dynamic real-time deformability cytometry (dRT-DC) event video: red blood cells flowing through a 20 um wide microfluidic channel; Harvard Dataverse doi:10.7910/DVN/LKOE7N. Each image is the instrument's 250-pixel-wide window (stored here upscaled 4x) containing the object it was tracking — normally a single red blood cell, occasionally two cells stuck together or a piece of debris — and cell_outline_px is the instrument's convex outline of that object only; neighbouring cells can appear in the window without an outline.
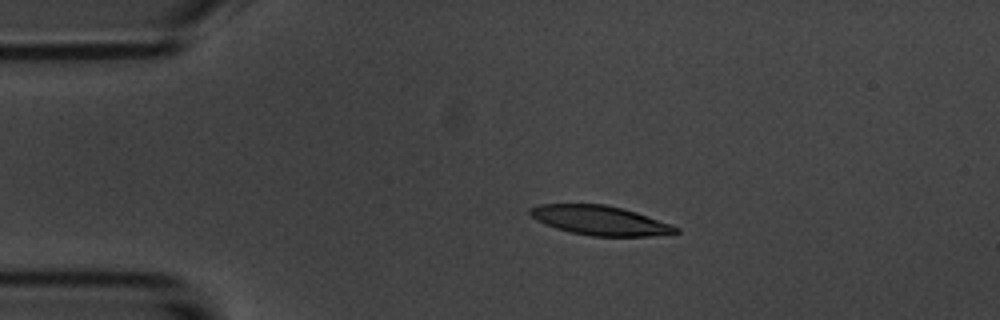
{"species": "common noctule bat (a hibernating species)", "species_latin": "Nyctalus noctula", "temperature_condition": "room temperature", "stored_images_in_passage": 4, "camera_frame_rate_fps": 3000, "um_per_image_px": 0.085, "animal": {"sex": "male", "body_mass_g": 20.1, "forearm_length_mm": 53.5}, "frame": {"image": 1, "passage_image": 3, "time_ms": 2.333, "image_size_px": [1000, 320], "cell_outline_px": [[680, 232], [648, 236], [592, 236], [572, 232], [556, 228], [544, 224], [536, 220], [528, 212], [528, 208], [540, 204], [604, 204], [624, 208], [672, 224], [680, 228]], "centroid_in_image_um": [51.0, 18.73], "position_along_channel_um": 34.0, "area_um2": 24.97}}